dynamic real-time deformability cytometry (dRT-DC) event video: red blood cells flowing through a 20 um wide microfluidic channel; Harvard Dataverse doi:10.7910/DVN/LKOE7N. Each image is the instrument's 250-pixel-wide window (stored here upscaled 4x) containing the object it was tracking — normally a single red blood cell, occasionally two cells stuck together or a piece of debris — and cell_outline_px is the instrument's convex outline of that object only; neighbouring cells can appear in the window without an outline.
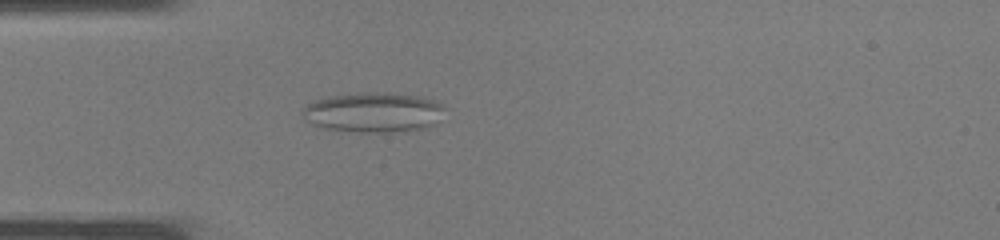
{"species": "common noctule bat (a hibernating species)", "species_latin": "Nyctalus noctula", "temperature_condition": "warm", "stored_images_in_passage": 27, "camera_frame_rate_fps": 3000, "um_per_image_px": 0.085, "animal": {"sex": "male", "body_mass_g": 19.0, "forearm_length_mm": 50.8}, "frame": {"image": 1, "passage_image": 1, "time_ms": 0.0, "image_size_px": [1000, 240], "cell_outline_px": [[444, 108], [436, 124], [420, 128], [384, 132], [360, 132], [324, 128], [312, 124], [304, 120], [300, 112], [300, 108], [320, 96], [360, 92], [392, 92], [416, 96], [432, 100], [444, 104]], "centroid_in_image_um": [31.63, 9.52], "position_along_channel_um": 53.4, "area_um2": 33.47}}
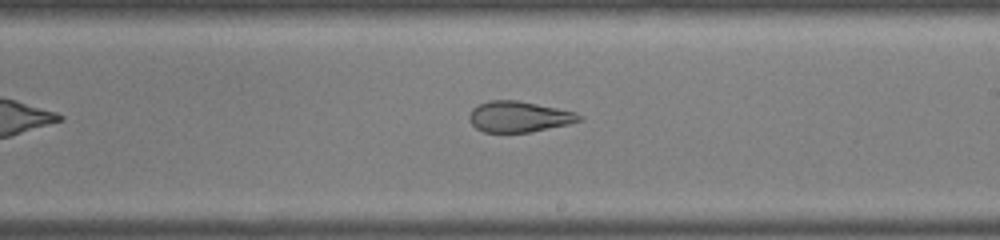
{"frame": {"image": 2, "passage_image": 12, "time_ms": 3.667, "image_size_px": [1000, 240], "cell_outline_px": [[584, 116], [580, 120], [568, 124], [528, 132], [484, 132], [476, 128], [472, 124], [468, 116], [472, 108], [488, 100], [516, 100], [576, 112]], "centroid_in_image_um": [44.08, 9.91], "position_along_channel_um": 244.9, "area_um2": 19.54}}
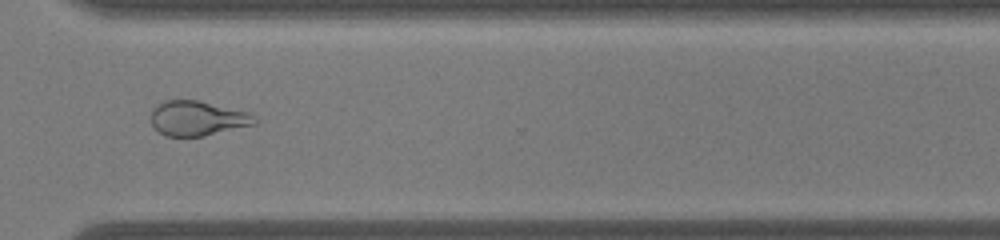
{"frame": {"image": 3, "passage_image": 18, "time_ms": 5.667, "image_size_px": [1000, 240], "cell_outline_px": [[256, 124], [204, 136], [164, 136], [152, 124], [152, 108], [164, 100], [200, 100], [248, 112], [256, 116]], "centroid_in_image_um": [16.8, 10.05], "position_along_channel_um": 353.8, "area_um2": 21.04}}